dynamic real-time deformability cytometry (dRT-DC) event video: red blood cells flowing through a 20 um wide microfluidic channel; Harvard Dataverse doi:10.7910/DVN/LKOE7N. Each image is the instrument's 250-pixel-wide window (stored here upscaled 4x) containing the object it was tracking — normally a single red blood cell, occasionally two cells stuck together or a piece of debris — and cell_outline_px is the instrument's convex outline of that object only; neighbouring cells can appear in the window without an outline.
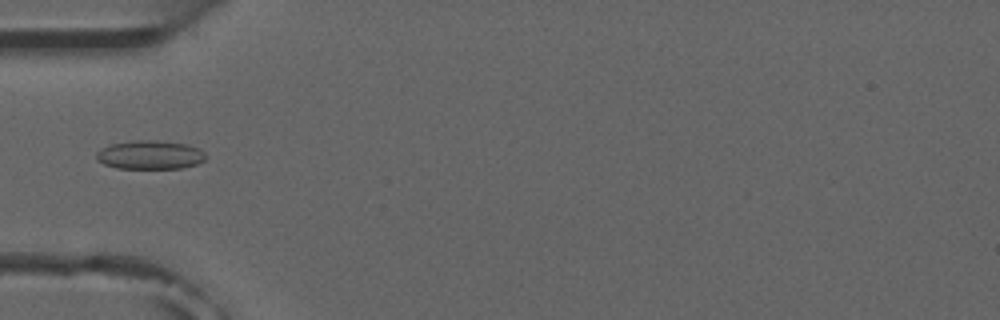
{"species": "common noctule bat (a hibernating species)", "species_latin": "Nyctalus noctula", "temperature_condition": "room temperature", "stored_images_in_passage": 5, "camera_frame_rate_fps": 3000, "um_per_image_px": 0.085, "animal": {"sex": "male", "forearm_length_mm": 52.5}, "frame": {"image": 1, "passage_image": 4, "time_ms": 3.667, "image_size_px": [1000, 320], "cell_outline_px": [[204, 160], [196, 164], [180, 168], [116, 168], [104, 164], [96, 160], [96, 152], [100, 148], [108, 144], [136, 140], [156, 140], [188, 144], [200, 148], [204, 152]], "centroid_in_image_um": [12.71, 13.15], "position_along_channel_um": 72.3, "area_um2": 18.44}}
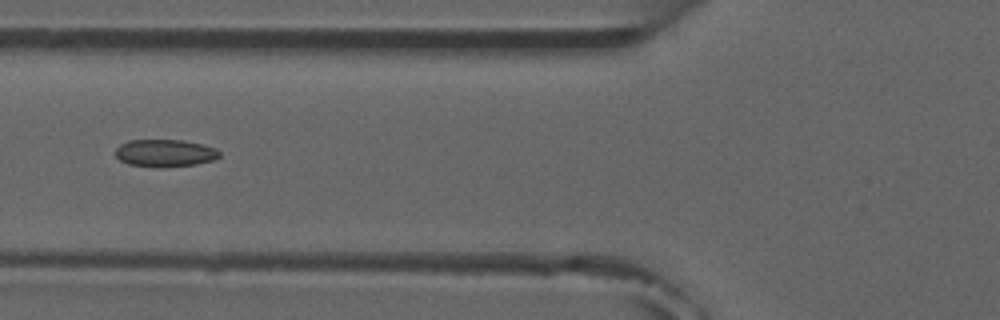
{"frame": {"image": 2, "passage_image": 5, "time_ms": 4.667, "image_size_px": [1000, 320], "cell_outline_px": [[220, 156], [212, 160], [196, 164], [160, 168], [128, 164], [120, 160], [116, 156], [116, 148], [120, 144], [128, 140], [184, 140], [204, 144], [216, 148], [220, 152]], "centroid_in_image_um": [14.03, 13.01], "position_along_channel_um": 111.8, "area_um2": 16.76}}